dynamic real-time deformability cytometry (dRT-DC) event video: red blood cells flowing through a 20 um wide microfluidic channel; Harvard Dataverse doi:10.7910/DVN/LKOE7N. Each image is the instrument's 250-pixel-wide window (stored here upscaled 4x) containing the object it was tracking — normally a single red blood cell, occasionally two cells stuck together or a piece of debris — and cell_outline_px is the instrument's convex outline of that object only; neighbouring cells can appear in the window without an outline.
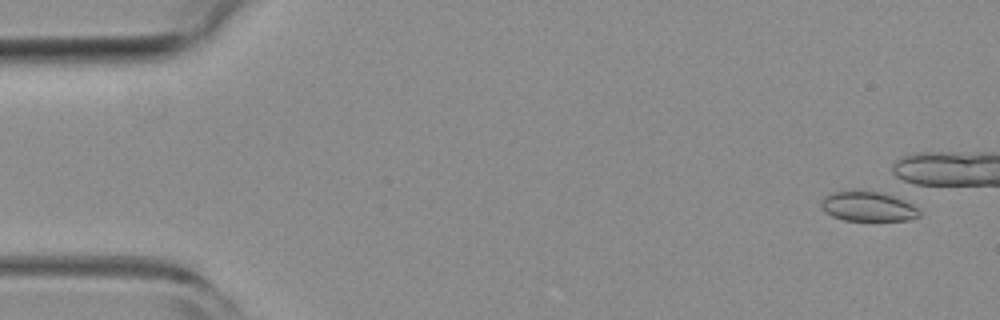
{"species": "common noctule bat (a hibernating species)", "species_latin": "Nyctalus noctula", "temperature_condition": "room temperature", "stored_images_in_passage": 42, "camera_frame_rate_fps": 3000, "um_per_image_px": 0.085, "animal": {"sex": "female", "body_mass_g": 19.3, "forearm_length_mm": 54.1}, "frame": {"image": 1, "passage_image": 3, "time_ms": 0.667, "image_size_px": [1000, 320], "cell_outline_px": [[920, 216], [908, 220], [844, 220], [832, 216], [824, 212], [820, 208], [820, 200], [824, 196], [832, 192], [876, 192], [892, 196], [904, 200], [912, 204], [920, 212]], "centroid_in_image_um": [73.73, 17.57], "position_along_channel_um": 11.3, "area_um2": 16.7}}
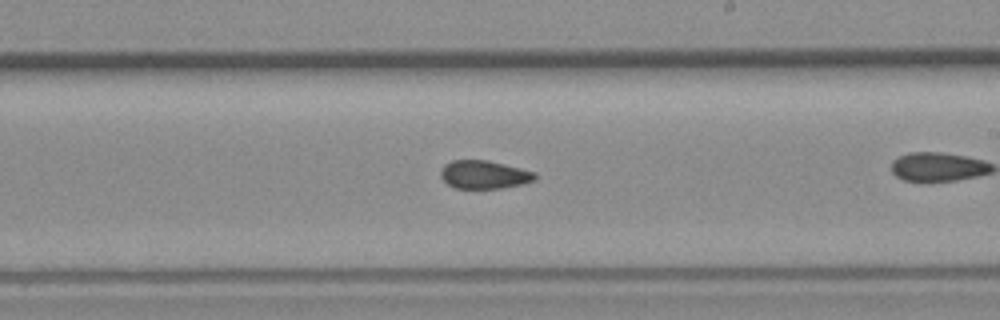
{"frame": {"image": 2, "passage_image": 31, "time_ms": 10.0, "image_size_px": [1000, 320], "cell_outline_px": [[536, 180], [520, 184], [500, 188], [456, 188], [448, 184], [440, 176], [440, 168], [444, 164], [452, 160], [488, 160], [536, 172]], "centroid_in_image_um": [41.13, 14.83], "position_along_channel_um": 247.9, "area_um2": 15.49}}
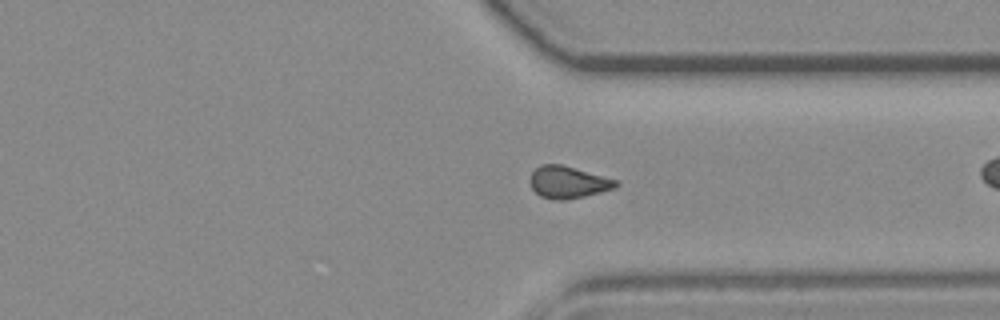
{"frame": {"image": 3, "passage_image": 40, "time_ms": 13.0, "image_size_px": [1000, 320], "cell_outline_px": [[620, 184], [616, 188], [584, 196], [564, 200], [552, 200], [540, 196], [532, 188], [528, 180], [532, 172], [540, 164], [560, 164], [616, 180]], "centroid_in_image_um": [48.24, 15.5], "position_along_channel_um": 363.2, "area_um2": 15.95}}